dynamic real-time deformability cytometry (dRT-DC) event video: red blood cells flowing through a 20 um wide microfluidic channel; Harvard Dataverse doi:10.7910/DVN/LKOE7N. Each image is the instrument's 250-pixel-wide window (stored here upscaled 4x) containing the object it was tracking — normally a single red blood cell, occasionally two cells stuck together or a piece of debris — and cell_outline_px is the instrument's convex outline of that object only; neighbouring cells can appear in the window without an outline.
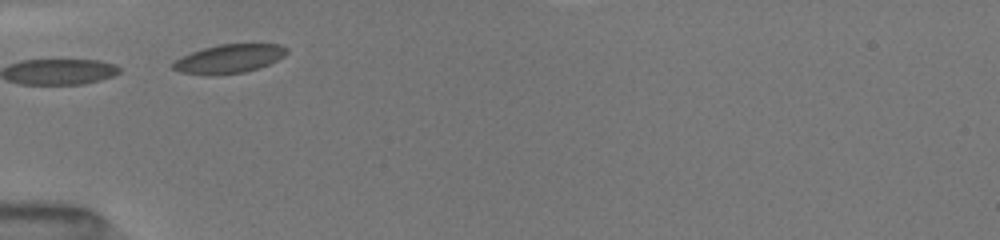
{"species": "common noctule bat (a hibernating species)", "species_latin": "Nyctalus noctula", "temperature_condition": "room temperature", "stored_images_in_passage": 4, "camera_frame_rate_fps": 3000, "um_per_image_px": 0.085, "animal": {"sex": "female", "body_mass_g": 19.5, "forearm_length_mm": 54.1}, "frame": {"image": 1, "passage_image": 1, "time_ms": 0.0, "image_size_px": [1000, 240], "cell_outline_px": [[288, 52], [284, 56], [260, 68], [244, 72], [180, 72], [172, 68], [172, 64], [176, 60], [192, 52], [204, 48], [220, 44], [280, 44], [288, 48]], "centroid_in_image_um": [19.57, 4.94], "position_along_channel_um": 65.4, "area_um2": 18.09}}
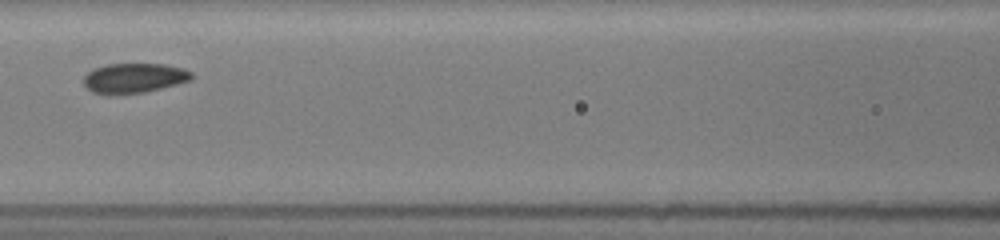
{"frame": {"image": 2, "passage_image": 3, "time_ms": 2.333, "image_size_px": [1000, 240], "cell_outline_px": [[192, 80], [144, 92], [108, 96], [92, 92], [84, 84], [84, 76], [92, 68], [108, 64], [164, 64], [184, 68], [192, 72]], "centroid_in_image_um": [11.37, 6.64], "position_along_channel_um": 155.2, "area_um2": 18.96}}
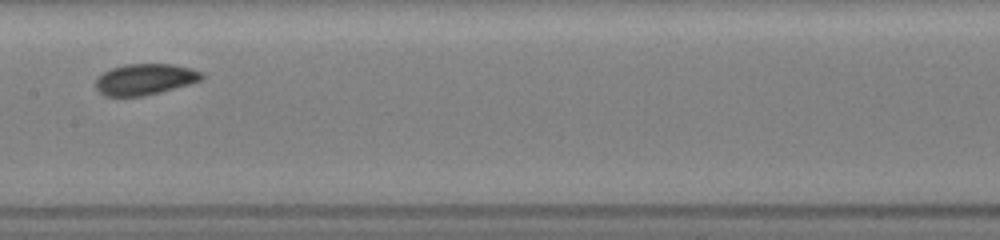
{"frame": {"image": 3, "passage_image": 4, "time_ms": 3.333, "image_size_px": [1000, 240], "cell_outline_px": [[204, 76], [200, 80], [188, 84], [160, 92], [144, 96], [104, 96], [96, 88], [96, 80], [104, 72], [112, 68], [124, 64], [172, 64], [192, 68], [200, 72]], "centroid_in_image_um": [12.31, 6.74], "position_along_channel_um": 195.1, "area_um2": 19.02}}